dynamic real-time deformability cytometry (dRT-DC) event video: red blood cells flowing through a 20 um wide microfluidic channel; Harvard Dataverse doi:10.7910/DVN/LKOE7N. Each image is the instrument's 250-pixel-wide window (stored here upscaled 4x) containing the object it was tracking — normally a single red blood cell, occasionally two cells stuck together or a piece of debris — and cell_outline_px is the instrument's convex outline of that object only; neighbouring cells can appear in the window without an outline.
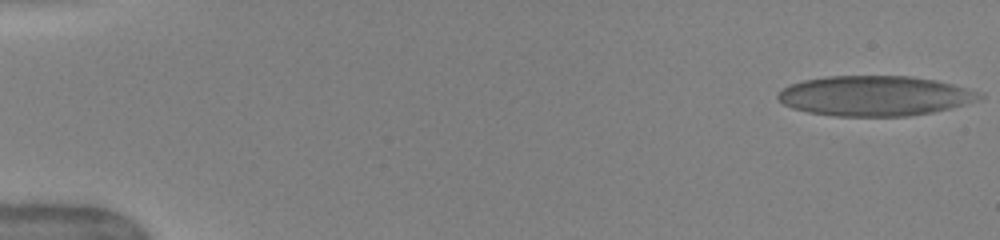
{"species": "human", "species_latin": "Homo sapiens", "temperature_condition": "warm", "stored_images_in_passage": 50, "camera_frame_rate_fps": 3000, "um_per_image_px": 0.085, "donor": {"sex": "female"}, "frame": {"image": 1, "passage_image": 1, "time_ms": 0.0, "image_size_px": [1000, 240], "cell_outline_px": [[984, 96], [976, 100], [964, 104], [932, 112], [908, 116], [836, 116], [808, 112], [792, 108], [784, 104], [776, 96], [788, 84], [804, 80], [828, 76], [912, 76], [936, 80], [984, 92]], "centroid_in_image_um": [74.37, 8.14], "position_along_channel_um": 10.6, "area_um2": 46.99}}
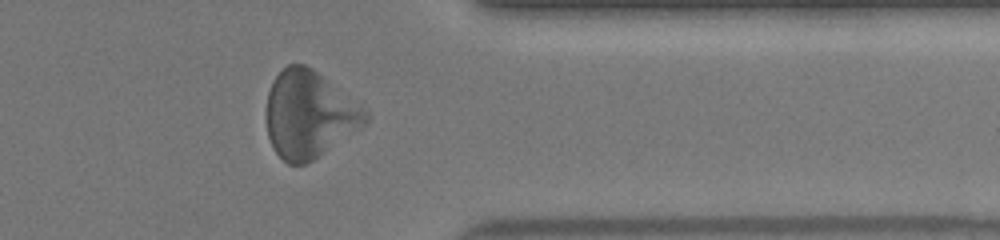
{"frame": {"image": 2, "passage_image": 41, "time_ms": 13.333, "image_size_px": [1000, 240], "cell_outline_px": [[368, 120], [364, 124], [312, 160], [304, 164], [288, 164], [276, 152], [268, 136], [268, 92], [272, 80], [288, 64], [304, 64], [312, 68], [368, 112]], "centroid_in_image_um": [26.24, 9.72], "position_along_channel_um": 385.2, "area_um2": 48.78}}
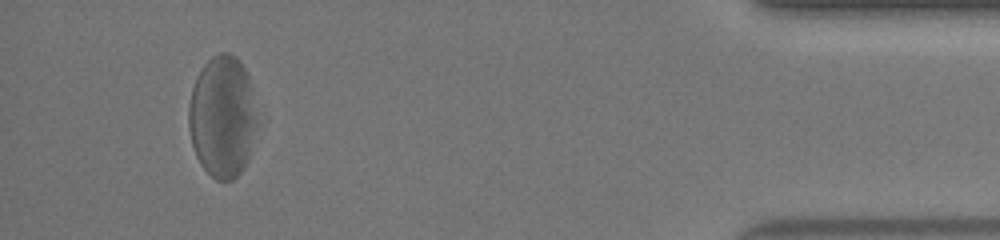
{"frame": {"image": 3, "passage_image": 47, "time_ms": 15.333, "image_size_px": [1000, 240], "cell_outline_px": [[256, 116], [248, 160], [244, 168], [232, 180], [216, 180], [200, 164], [196, 156], [192, 144], [188, 124], [188, 108], [192, 88], [200, 68], [212, 56], [220, 52], [228, 52], [236, 56], [244, 68], [248, 76]], "centroid_in_image_um": [18.86, 9.9], "position_along_channel_um": 416.3, "area_um2": 48.15}, "authors_computed_cell_mechanics": {"area_um2": 46.2111, "velocity_mm_per_s": 3.9871, "shape_relaxation_time_tau1_ms": 4.527, "shape_relaxation_time_tau2_ms": 1.1875, "deformation_change_tau1": 0.2059, "deformation_change_tau2": 0.1046}}